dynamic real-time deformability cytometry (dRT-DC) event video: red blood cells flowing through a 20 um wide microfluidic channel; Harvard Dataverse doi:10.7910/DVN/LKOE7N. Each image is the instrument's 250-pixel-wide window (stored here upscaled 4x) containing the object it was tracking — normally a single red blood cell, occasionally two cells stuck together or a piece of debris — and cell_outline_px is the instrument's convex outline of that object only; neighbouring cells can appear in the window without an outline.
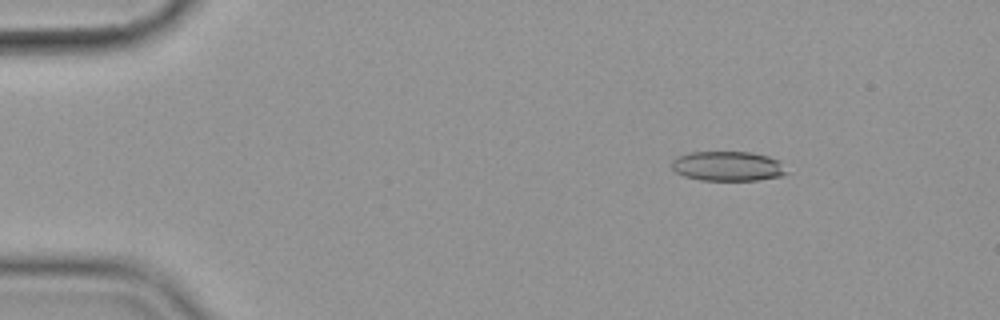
{"species": "common noctule bat (a hibernating species)", "species_latin": "Nyctalus noctula", "temperature_condition": "cold", "stored_images_in_passage": 56, "camera_frame_rate_fps": 3000, "um_per_image_px": 0.085, "animal": {"sex": "female", "body_mass_g": 19.9}, "frame": {"image": 1, "passage_image": 8, "time_ms": 2.333, "image_size_px": [1000, 320], "cell_outline_px": [[788, 172], [780, 176], [756, 180], [700, 180], [684, 176], [676, 172], [672, 168], [672, 160], [676, 156], [688, 152], [752, 152], [768, 156], [776, 160]], "centroid_in_image_um": [61.8, 14.12], "position_along_channel_um": 23.2, "area_um2": 19.77}}
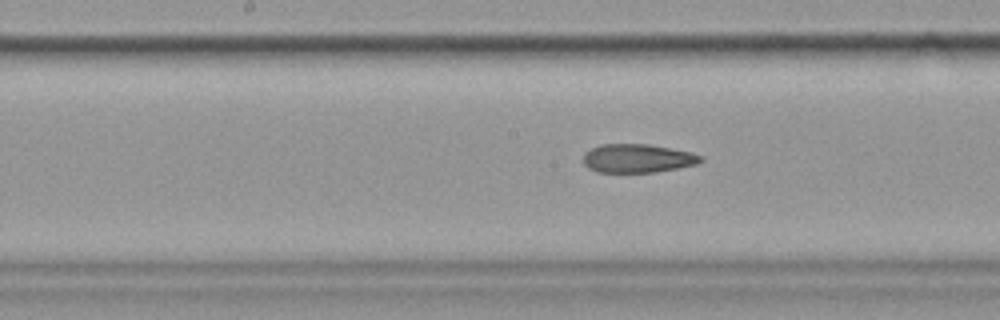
{"frame": {"image": 2, "passage_image": 29, "time_ms": 9.333, "image_size_px": [1000, 320], "cell_outline_px": [[704, 160], [696, 164], [656, 172], [596, 172], [588, 168], [584, 164], [584, 152], [600, 144], [648, 144], [692, 152], [704, 156]], "centroid_in_image_um": [54.2, 13.45], "position_along_channel_um": 194.0, "area_um2": 19.65}}
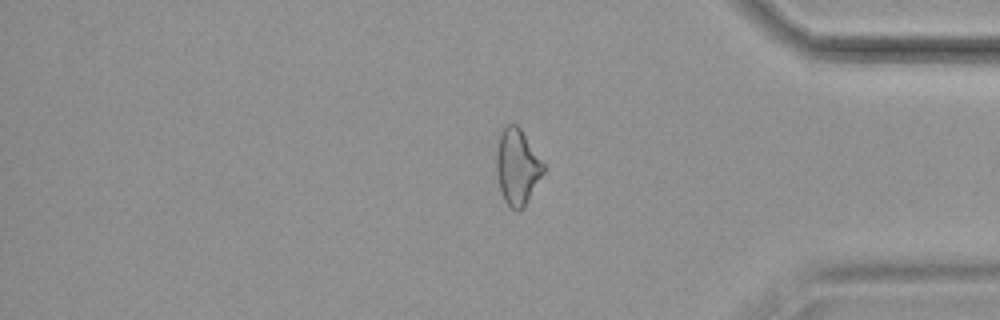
{"frame": {"image": 3, "passage_image": 47, "time_ms": 15.333, "image_size_px": [1000, 320], "cell_outline_px": [[548, 168], [524, 208], [520, 212], [516, 212], [504, 200], [500, 188], [496, 172], [496, 152], [500, 132], [508, 124], [516, 124], [520, 128]], "centroid_in_image_um": [44.0, 14.21], "position_along_channel_um": 391.2, "area_um2": 21.21}, "authors_computed_cell_mechanics": {"area_um2": 20.7213, "velocity_mm_per_s": 3.5992, "shape_relaxation_time_tau1_ms": null, "shape_relaxation_time_tau2_ms": 4.4785, "deformation_change_tau1": null, "deformation_change_tau2": 0.1326}}